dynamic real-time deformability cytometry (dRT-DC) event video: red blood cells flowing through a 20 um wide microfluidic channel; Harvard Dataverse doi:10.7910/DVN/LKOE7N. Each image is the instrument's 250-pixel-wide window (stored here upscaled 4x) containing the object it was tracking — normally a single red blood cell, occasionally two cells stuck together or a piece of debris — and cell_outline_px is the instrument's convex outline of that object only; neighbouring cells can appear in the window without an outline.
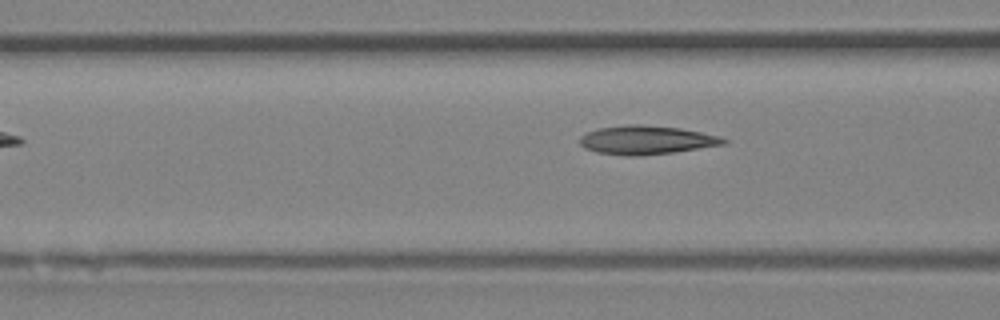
{"species": "Egyptian fruit bat (a non-hibernating species)", "species_latin": "Rousettus aegyptiacus", "temperature_condition": "room temperature", "stored_images_in_passage": 4, "camera_frame_rate_fps": 3000, "um_per_image_px": 0.085, "animal": {"sex": "female"}, "frame": {"image": 1, "passage_image": 4, "time_ms": 1.0, "image_size_px": [1000, 320], "cell_outline_px": [[728, 140], [724, 144], [672, 152], [640, 156], [628, 156], [596, 152], [584, 148], [580, 144], [580, 136], [596, 128], [628, 124], [636, 124], [680, 128], [720, 136]], "centroid_in_image_um": [54.9, 11.9], "position_along_channel_um": 111.7, "area_um2": 23.93}}